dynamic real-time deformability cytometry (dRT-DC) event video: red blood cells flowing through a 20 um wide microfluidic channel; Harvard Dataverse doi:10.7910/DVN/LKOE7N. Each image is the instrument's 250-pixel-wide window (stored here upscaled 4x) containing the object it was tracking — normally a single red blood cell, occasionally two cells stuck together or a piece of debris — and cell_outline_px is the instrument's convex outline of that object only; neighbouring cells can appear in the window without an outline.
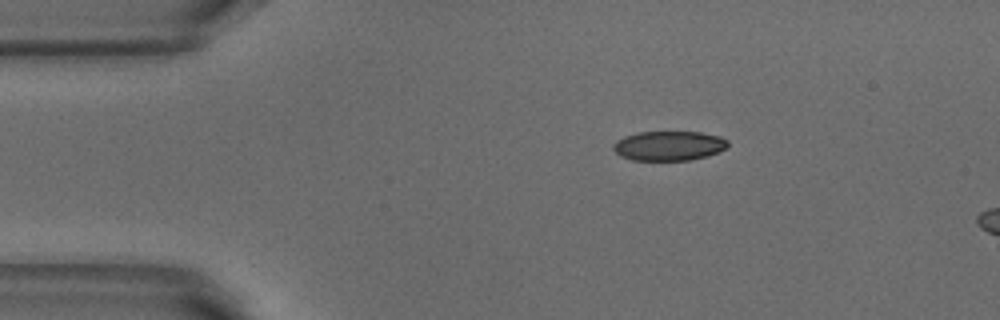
{"species": "common noctule bat (a hibernating species)", "species_latin": "Nyctalus noctula", "temperature_condition": "warm", "stored_images_in_passage": 6, "camera_frame_rate_fps": 3000, "um_per_image_px": 0.085, "animal": {"sex": "male", "body_mass_g": 18.8}, "frame": {"image": 1, "passage_image": 1, "time_ms": 0.0, "image_size_px": [1000, 320], "cell_outline_px": [[728, 148], [704, 156], [688, 160], [632, 160], [620, 156], [612, 148], [612, 144], [616, 140], [624, 136], [636, 132], [700, 132], [720, 136], [728, 140]], "centroid_in_image_um": [56.82, 12.38], "position_along_channel_um": 28.2, "area_um2": 19.77}}